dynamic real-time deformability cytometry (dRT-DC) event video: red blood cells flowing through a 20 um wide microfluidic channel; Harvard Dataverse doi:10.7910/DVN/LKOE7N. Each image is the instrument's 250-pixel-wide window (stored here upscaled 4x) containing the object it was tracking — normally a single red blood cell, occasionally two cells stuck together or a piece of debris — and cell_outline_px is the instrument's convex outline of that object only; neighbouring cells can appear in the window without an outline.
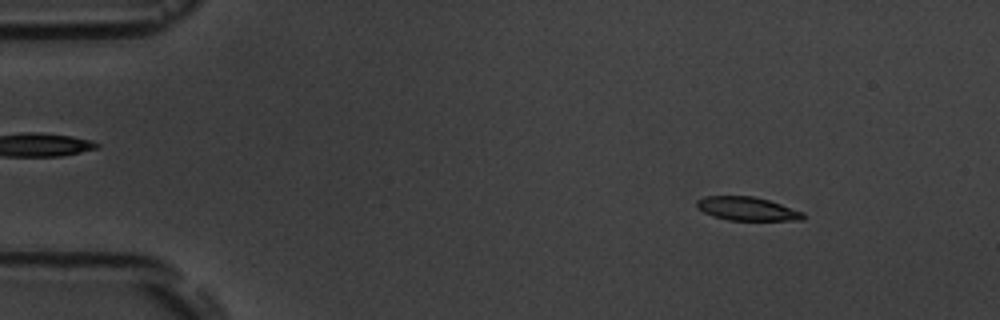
{"species": "common noctule bat (a hibernating species)", "species_latin": "Nyctalus noctula", "temperature_condition": "room temperature", "stored_images_in_passage": 7, "camera_frame_rate_fps": 3000, "um_per_image_px": 0.085, "animal": {"sex": "male", "body_mass_g": 19.5, "forearm_length_mm": 54.6}, "frame": {"image": 1, "passage_image": 2, "time_ms": 1.0, "image_size_px": [1000, 320], "cell_outline_px": [[804, 220], [728, 220], [712, 216], [696, 208], [696, 200], [704, 196], [752, 196], [768, 200], [804, 212]], "centroid_in_image_um": [63.47, 17.74], "position_along_channel_um": 21.5, "area_um2": 14.62}}
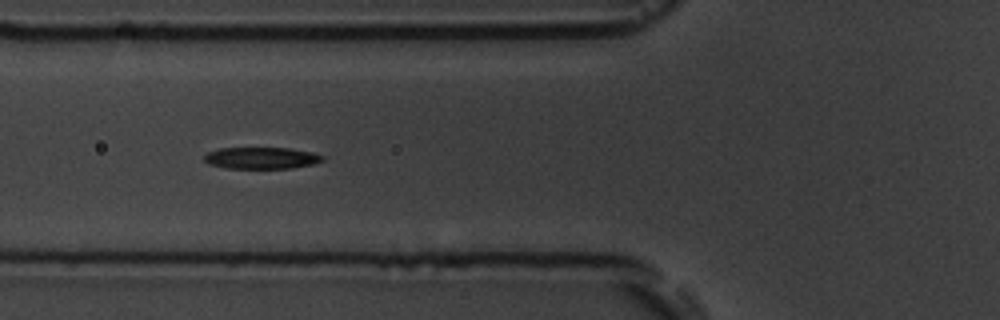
{"frame": {"image": 2, "passage_image": 6, "time_ms": 5.667, "image_size_px": [1000, 320], "cell_outline_px": [[324, 160], [312, 164], [292, 168], [224, 168], [208, 164], [204, 160], [204, 156], [208, 152], [220, 148], [288, 148], [312, 152], [324, 156]], "centroid_in_image_um": [22.2, 13.43], "position_along_channel_um": 103.6, "area_um2": 14.91}}
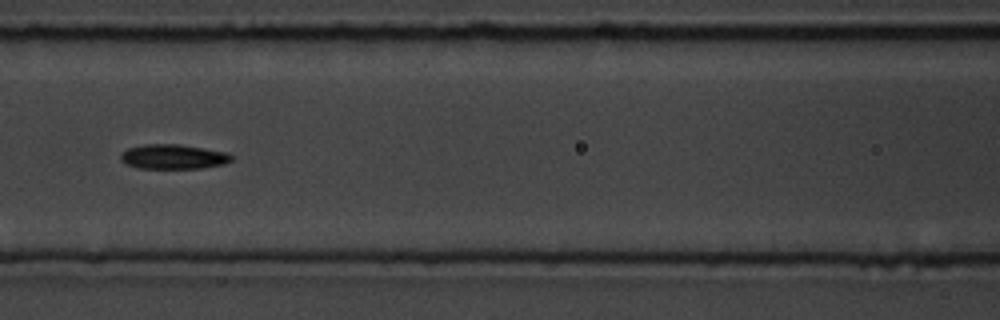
{"frame": {"image": 3, "passage_image": 7, "time_ms": 7.0, "image_size_px": [1000, 320], "cell_outline_px": [[232, 160], [224, 164], [200, 168], [136, 168], [120, 160], [120, 152], [128, 148], [144, 144], [180, 144], [228, 152], [232, 156]], "centroid_in_image_um": [14.71, 13.31], "position_along_channel_um": 151.9, "area_um2": 16.01}}